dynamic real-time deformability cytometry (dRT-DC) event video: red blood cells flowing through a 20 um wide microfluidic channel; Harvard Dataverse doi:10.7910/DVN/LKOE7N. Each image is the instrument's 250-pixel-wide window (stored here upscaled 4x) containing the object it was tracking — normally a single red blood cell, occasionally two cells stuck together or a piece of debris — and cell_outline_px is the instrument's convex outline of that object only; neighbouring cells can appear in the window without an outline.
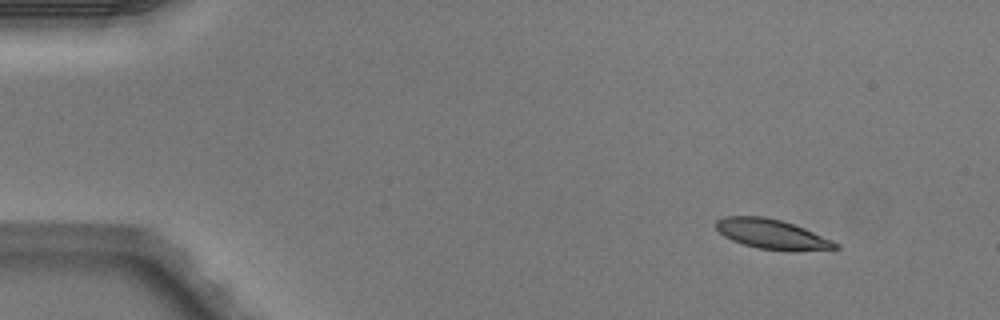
{"species": "Egyptian fruit bat (a non-hibernating species)", "species_latin": "Rousettus aegyptiacus", "temperature_condition": "warm", "stored_images_in_passage": 3, "camera_frame_rate_fps": 3000, "um_per_image_px": 0.085, "animal": {"sex": "male"}, "frame": {"image": 1, "passage_image": 1, "time_ms": 0.0, "image_size_px": [1000, 320], "cell_outline_px": [[840, 248], [792, 252], [788, 252], [756, 248], [732, 240], [724, 236], [716, 228], [716, 220], [724, 216], [764, 216], [780, 220], [804, 228], [832, 240], [840, 244]], "centroid_in_image_um": [65.63, 19.92], "position_along_channel_um": 19.4, "area_um2": 20.87}}